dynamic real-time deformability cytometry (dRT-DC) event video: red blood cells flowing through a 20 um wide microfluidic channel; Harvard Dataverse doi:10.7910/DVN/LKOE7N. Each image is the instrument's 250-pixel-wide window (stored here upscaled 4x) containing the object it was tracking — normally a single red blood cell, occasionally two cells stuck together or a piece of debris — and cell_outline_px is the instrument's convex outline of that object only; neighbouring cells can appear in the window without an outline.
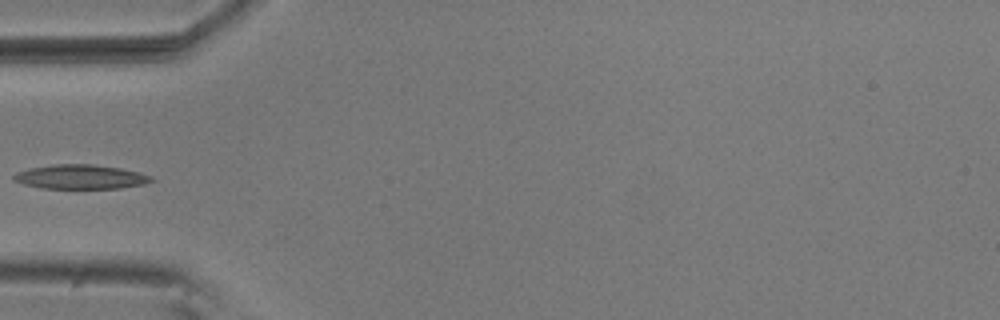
{"species": "common noctule bat (a hibernating species)", "species_latin": "Nyctalus noctula", "temperature_condition": "room temperature", "stored_images_in_passage": 7, "camera_frame_rate_fps": 3000, "um_per_image_px": 0.085, "animal": {"sex": "male", "body_mass_g": 20.5, "forearm_length_mm": 52.5}, "frame": {"image": 1, "passage_image": 6, "time_ms": 1.667, "image_size_px": [1000, 320], "cell_outline_px": [[156, 180], [144, 184], [120, 188], [40, 188], [24, 184], [12, 180], [12, 176], [16, 172], [32, 168], [52, 164], [92, 164], [120, 168], [140, 172], [152, 176]], "centroid_in_image_um": [6.86, 15.03], "position_along_channel_um": 78.1, "area_um2": 19.54}}
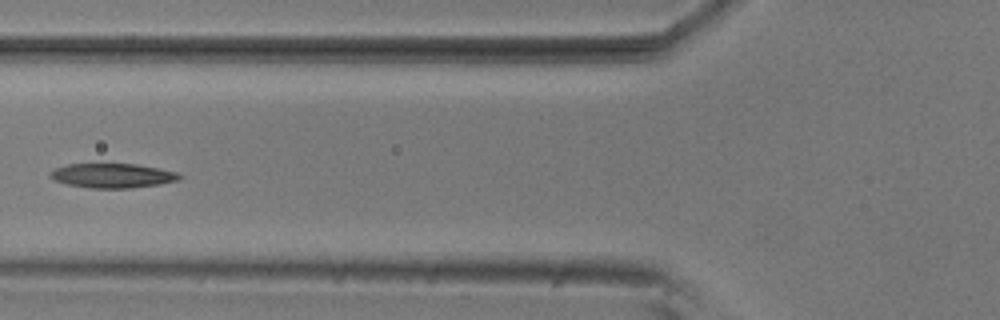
{"frame": {"image": 2, "passage_image": 7, "time_ms": 2.0, "image_size_px": [1000, 320], "cell_outline_px": [[184, 176], [180, 180], [160, 184], [132, 188], [92, 188], [68, 184], [56, 180], [48, 176], [56, 168], [68, 164], [136, 164], [176, 172]], "centroid_in_image_um": [9.61, 14.93], "position_along_channel_um": 116.2, "area_um2": 18.21}}